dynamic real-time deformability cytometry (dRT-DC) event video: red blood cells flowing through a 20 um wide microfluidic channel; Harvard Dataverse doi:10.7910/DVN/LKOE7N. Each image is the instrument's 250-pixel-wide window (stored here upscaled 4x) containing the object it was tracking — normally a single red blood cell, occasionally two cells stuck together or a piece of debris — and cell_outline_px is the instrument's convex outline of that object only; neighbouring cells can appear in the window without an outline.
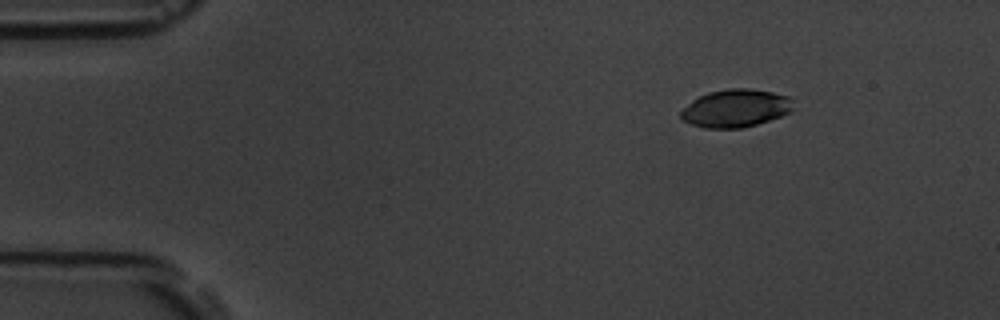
{"species": "common noctule bat (a hibernating species)", "species_latin": "Nyctalus noctula", "temperature_condition": "room temperature", "stored_images_in_passage": 5, "camera_frame_rate_fps": 3000, "um_per_image_px": 0.085, "animal": {"sex": "male", "body_mass_g": 19.5, "forearm_length_mm": 54.6}, "frame": {"image": 1, "passage_image": 1, "time_ms": 0.0, "image_size_px": [1000, 320], "cell_outline_px": [[792, 112], [756, 124], [740, 128], [704, 128], [680, 120], [680, 112], [692, 100], [708, 92], [728, 88], [748, 88], [772, 92], [788, 96], [792, 100]], "centroid_in_image_um": [62.51, 9.2], "position_along_channel_um": 22.5, "area_um2": 24.74}}
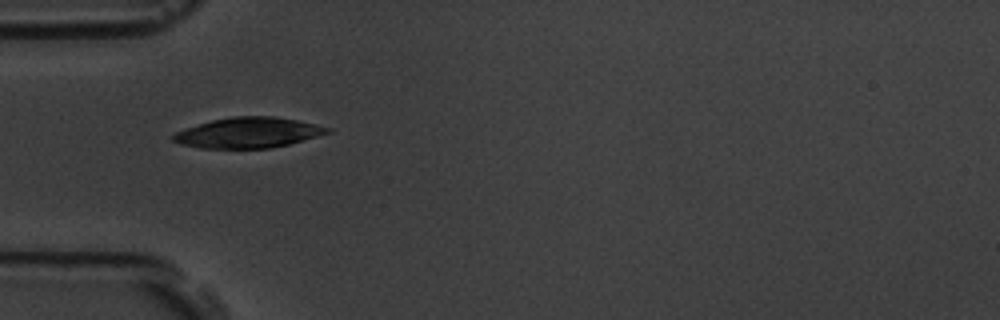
{"frame": {"image": 2, "passage_image": 4, "time_ms": 3.333, "image_size_px": [1000, 320], "cell_outline_px": [[332, 132], [288, 144], [272, 148], [200, 148], [180, 144], [172, 140], [172, 136], [176, 132], [184, 128], [212, 120], [232, 116], [272, 116], [296, 120], [332, 128]], "centroid_in_image_um": [21.08, 11.28], "position_along_channel_um": 63.9, "area_um2": 27.28}}
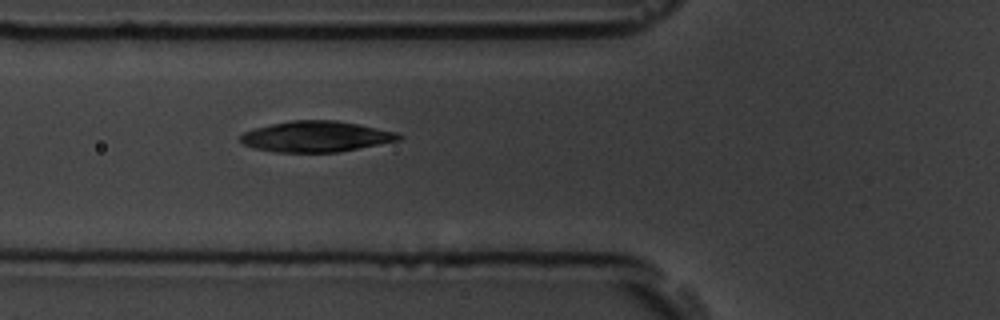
{"frame": {"image": 3, "passage_image": 5, "time_ms": 4.333, "image_size_px": [1000, 320], "cell_outline_px": [[404, 136], [400, 140], [336, 152], [276, 152], [252, 148], [244, 144], [240, 140], [240, 136], [244, 132], [256, 128], [272, 124], [292, 120], [336, 120], [396, 132]], "centroid_in_image_um": [26.84, 11.61], "position_along_channel_um": 99.0, "area_um2": 28.09}}